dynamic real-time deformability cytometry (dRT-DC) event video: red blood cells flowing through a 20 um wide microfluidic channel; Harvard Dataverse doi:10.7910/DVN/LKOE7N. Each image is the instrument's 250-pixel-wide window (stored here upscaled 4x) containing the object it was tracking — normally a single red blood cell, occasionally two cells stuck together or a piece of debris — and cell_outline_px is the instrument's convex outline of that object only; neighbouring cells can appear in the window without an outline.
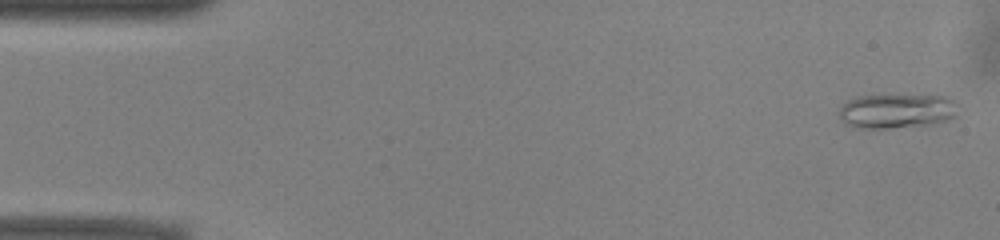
{"species": "common noctule bat (a hibernating species)", "species_latin": "Nyctalus noctula", "temperature_condition": "warm", "stored_images_in_passage": 51, "camera_frame_rate_fps": 3000, "um_per_image_px": 0.085, "animal": {"sex": "male", "body_mass_g": 13.0, "forearm_length_mm": 53.1}, "frame": {"image": 1, "passage_image": 1, "time_ms": 0.0, "image_size_px": [1000, 240], "cell_outline_px": [[960, 104], [956, 116], [944, 120], [928, 124], [888, 128], [856, 128], [844, 124], [840, 116], [840, 108], [848, 100], [856, 96], [948, 96], [956, 100]], "centroid_in_image_um": [76.25, 9.43], "position_along_channel_um": 8.7, "area_um2": 23.81}}
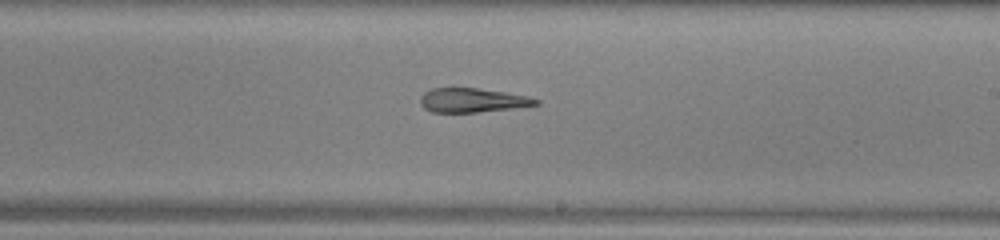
{"frame": {"image": 2, "passage_image": 29, "time_ms": 9.333, "image_size_px": [1000, 240], "cell_outline_px": [[540, 104], [480, 112], [432, 112], [424, 108], [420, 104], [420, 96], [424, 92], [432, 88], [476, 88], [504, 92], [528, 96], [540, 100]], "centroid_in_image_um": [40.12, 8.52], "position_along_channel_um": 248.9, "area_um2": 16.18}}
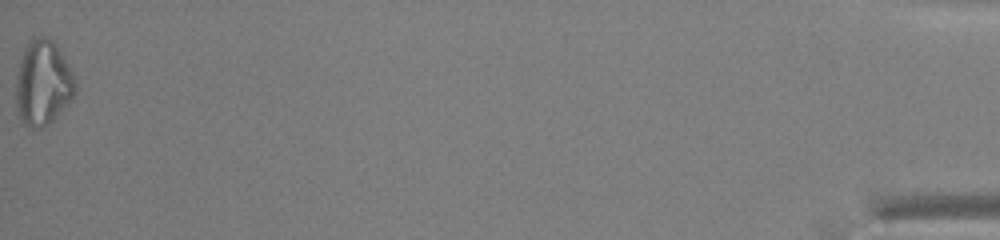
{"frame": {"image": 3, "passage_image": 51, "time_ms": 16.667, "image_size_px": [1000, 240], "cell_outline_px": [[76, 92], [52, 120], [44, 128], [32, 128], [24, 124], [20, 120], [16, 100], [16, 76], [20, 56], [24, 48], [32, 40], [40, 36], [44, 36], [52, 40], [68, 64], [72, 72], [76, 84]], "centroid_in_image_um": [3.62, 7.06], "position_along_channel_um": 431.6, "area_um2": 29.02}, "authors_computed_cell_mechanics": {"area_um2": 20.1722, "velocity_mm_per_s": 3.961, "shape_relaxation_time_tau1_ms": null, "shape_relaxation_time_tau2_ms": 5.9028, "deformation_change_tau1": null, "deformation_change_tau2": 0.1773}}